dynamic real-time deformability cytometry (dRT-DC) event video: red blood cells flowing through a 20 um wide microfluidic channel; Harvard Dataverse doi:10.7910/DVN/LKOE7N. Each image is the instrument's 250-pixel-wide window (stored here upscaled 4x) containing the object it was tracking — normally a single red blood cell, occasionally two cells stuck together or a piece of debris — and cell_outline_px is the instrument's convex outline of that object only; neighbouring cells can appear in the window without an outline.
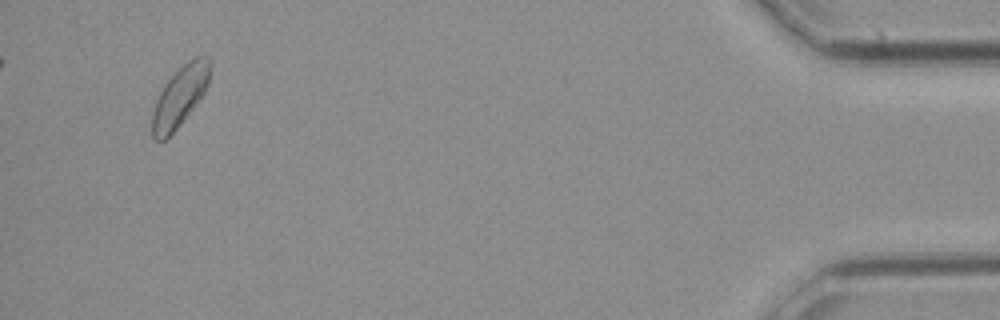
{"species": "common noctule bat (a hibernating species)", "species_latin": "Nyctalus noctula", "temperature_condition": "cold", "stored_images_in_passage": 29, "camera_frame_rate_fps": 3000, "um_per_image_px": 0.085, "animal": {"sex": "female", "body_mass_g": 21.9}, "frame": {"image": 1, "passage_image": 29, "time_ms": 9.333, "image_size_px": [1000, 320], "cell_outline_px": [[212, 64], [208, 84], [204, 92], [180, 124], [164, 140], [156, 140], [152, 136], [152, 112], [156, 100], [164, 84], [188, 60], [196, 56], [208, 56], [212, 60]], "centroid_in_image_um": [15.31, 8.15], "position_along_channel_um": 419.9, "area_um2": 20.0}}